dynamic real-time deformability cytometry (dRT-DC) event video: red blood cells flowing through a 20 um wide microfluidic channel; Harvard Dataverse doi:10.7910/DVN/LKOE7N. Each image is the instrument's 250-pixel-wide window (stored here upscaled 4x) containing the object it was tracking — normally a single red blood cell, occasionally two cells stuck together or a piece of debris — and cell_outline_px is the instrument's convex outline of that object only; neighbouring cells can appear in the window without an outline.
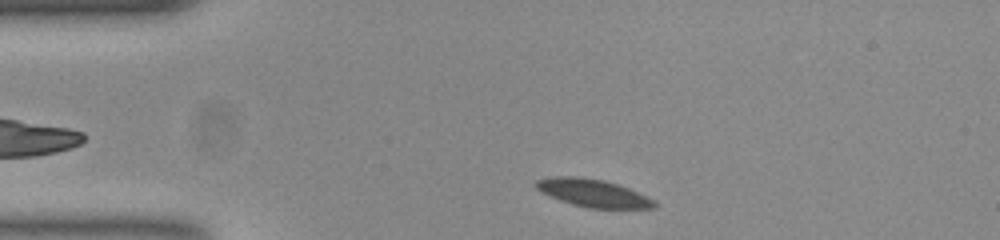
{"species": "common noctule bat (a hibernating species)", "species_latin": "Nyctalus noctula", "temperature_condition": "room temperature", "stored_images_in_passage": 46, "camera_frame_rate_fps": 3000, "um_per_image_px": 0.085, "animal": {"sex": "female", "body_mass_g": 23.0, "forearm_length_mm": 53.4}, "frame": {"image": 1, "passage_image": 2, "time_ms": 0.333, "image_size_px": [1000, 240], "cell_outline_px": [[656, 208], [588, 208], [572, 204], [560, 200], [536, 188], [536, 180], [600, 180], [616, 184], [628, 188], [652, 200], [656, 204]], "centroid_in_image_um": [50.54, 16.5], "position_along_channel_um": 34.5, "area_um2": 17.28}}
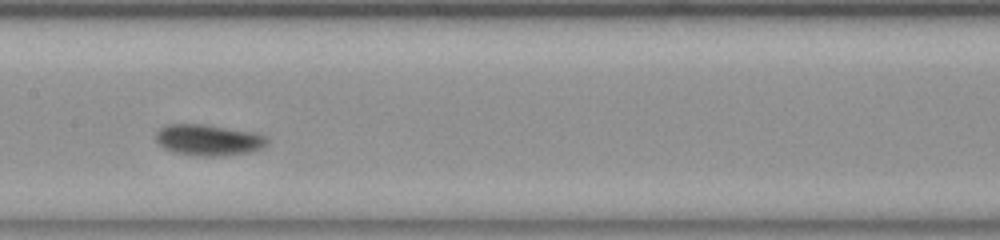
{"frame": {"image": 2, "passage_image": 18, "time_ms": 5.667, "image_size_px": [1000, 240], "cell_outline_px": [[268, 140], [260, 148], [248, 152], [220, 156], [204, 156], [176, 152], [164, 148], [156, 140], [156, 132], [164, 124], [208, 124], [252, 132], [268, 136]], "centroid_in_image_um": [17.7, 11.87], "position_along_channel_um": 189.7, "area_um2": 20.0}}
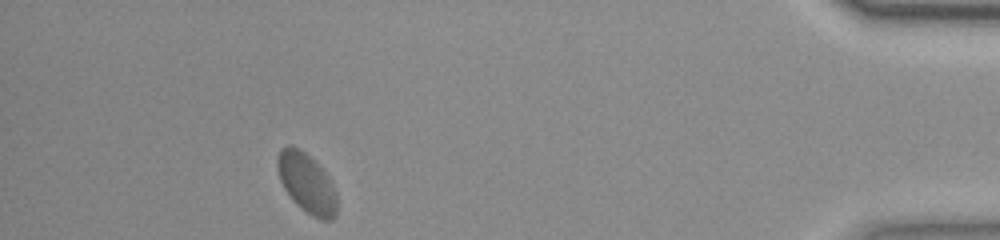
{"frame": {"image": 3, "passage_image": 41, "time_ms": 13.333, "image_size_px": [1000, 240], "cell_outline_px": [[336, 216], [332, 220], [320, 220], [312, 216], [296, 204], [292, 200], [284, 188], [280, 180], [276, 168], [276, 156], [280, 148], [288, 144], [300, 148], [320, 168], [332, 184], [336, 196]], "centroid_in_image_um": [26.02, 15.56], "position_along_channel_um": 409.2, "area_um2": 20.58}, "authors_computed_cell_mechanics": {"area_um2": 19.074, "velocity_mm_per_s": 3.6537, "shape_relaxation_time_tau1_ms": 2.7249, "shape_relaxation_time_tau2_ms": null, "deformation_change_tau1": 0.0724, "deformation_change_tau2": null}}